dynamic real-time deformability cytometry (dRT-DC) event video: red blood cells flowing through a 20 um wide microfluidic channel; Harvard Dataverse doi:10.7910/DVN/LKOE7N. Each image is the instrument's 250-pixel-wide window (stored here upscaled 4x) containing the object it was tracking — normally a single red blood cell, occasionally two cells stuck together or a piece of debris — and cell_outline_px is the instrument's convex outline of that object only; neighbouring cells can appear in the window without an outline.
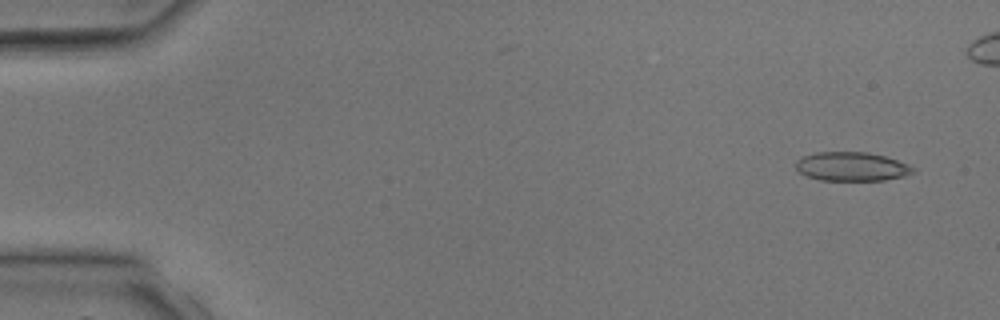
{"species": "common noctule bat (a hibernating species)", "species_latin": "Nyctalus noctula", "temperature_condition": "room temperature", "stored_images_in_passage": 5, "camera_frame_rate_fps": 3000, "um_per_image_px": 0.085, "animal": {"sex": "male", "body_mass_g": 17.9, "forearm_length_mm": 54.2}, "frame": {"image": 1, "passage_image": 1, "time_ms": 0.0, "image_size_px": [1000, 320], "cell_outline_px": [[916, 168], [912, 172], [904, 176], [884, 180], [820, 180], [808, 176], [800, 172], [796, 168], [796, 160], [800, 156], [816, 152], [868, 152], [884, 156], [908, 164]], "centroid_in_image_um": [72.37, 14.15], "position_along_channel_um": 12.6, "area_um2": 19.71}}